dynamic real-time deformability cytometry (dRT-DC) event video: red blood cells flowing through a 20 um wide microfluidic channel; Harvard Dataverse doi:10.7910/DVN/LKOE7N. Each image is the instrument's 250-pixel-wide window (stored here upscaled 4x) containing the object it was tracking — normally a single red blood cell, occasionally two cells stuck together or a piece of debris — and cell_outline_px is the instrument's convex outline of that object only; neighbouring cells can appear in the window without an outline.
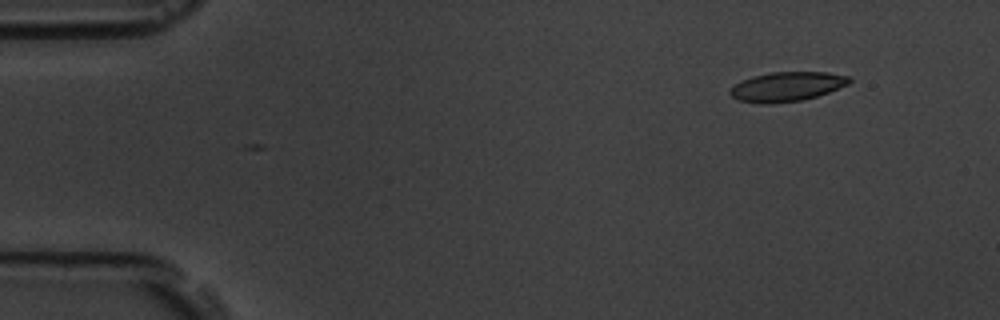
{"species": "common noctule bat (a hibernating species)", "species_latin": "Nyctalus noctula", "temperature_condition": "room temperature", "stored_images_in_passage": 51, "camera_frame_rate_fps": 3000, "um_per_image_px": 0.085, "animal": {"sex": "male", "body_mass_g": 19.5, "forearm_length_mm": 54.6}, "frame": {"image": 1, "passage_image": 1, "time_ms": 0.0, "image_size_px": [1000, 320], "cell_outline_px": [[852, 80], [848, 84], [828, 92], [804, 100], [768, 104], [760, 104], [740, 100], [732, 96], [728, 92], [740, 80], [752, 76], [772, 72], [828, 72], [848, 76]], "centroid_in_image_um": [66.87, 7.36], "position_along_channel_um": 18.1, "area_um2": 20.4}}
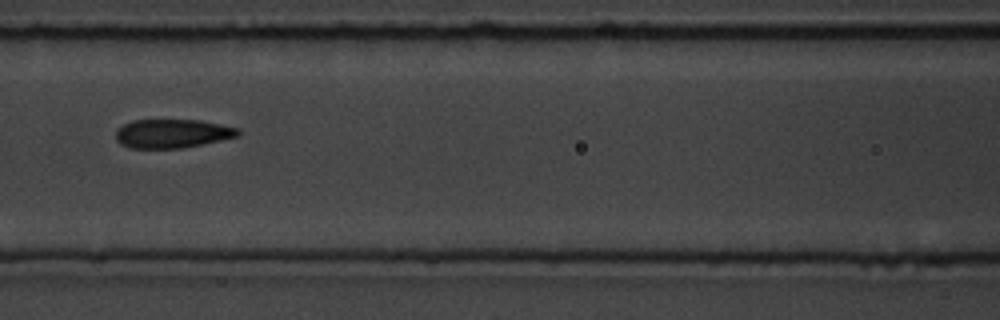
{"frame": {"image": 2, "passage_image": 20, "time_ms": 6.333, "image_size_px": [1000, 320], "cell_outline_px": [[240, 136], [204, 144], [180, 148], [128, 148], [120, 144], [116, 140], [116, 128], [132, 120], [200, 120], [240, 128]], "centroid_in_image_um": [14.65, 11.35], "position_along_channel_um": 152.0, "area_um2": 20.75}}
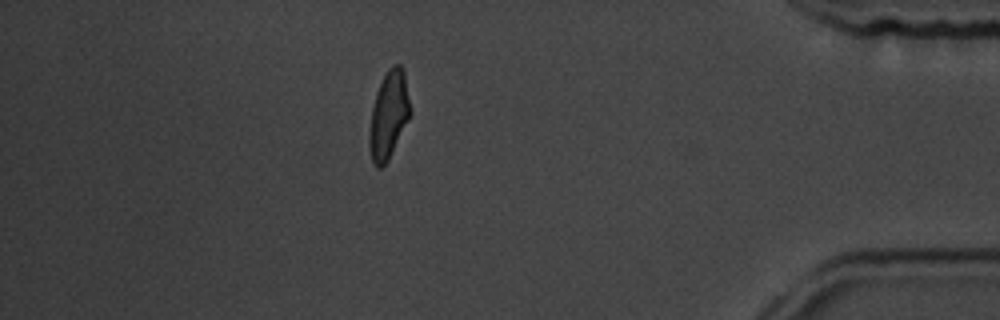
{"frame": {"image": 3, "passage_image": 44, "time_ms": 14.333, "image_size_px": [1000, 320], "cell_outline_px": [[412, 112], [388, 160], [380, 168], [376, 168], [372, 160], [368, 144], [368, 136], [372, 108], [376, 92], [388, 68], [392, 64], [400, 64], [404, 68]], "centroid_in_image_um": [33.05, 9.74], "position_along_channel_um": 402.2, "area_um2": 20.98}, "authors_computed_cell_mechanics": {"area_um2": 21.0392, "velocity_mm_per_s": 3.6621, "shape_relaxation_time_tau1_ms": 4.1575, "shape_relaxation_time_tau2_ms": 1.8294, "deformation_change_tau1": 0.1348, "deformation_change_tau2": 0.0786}}